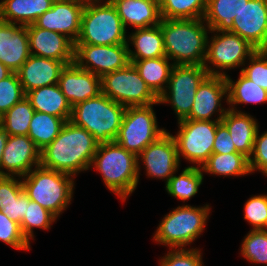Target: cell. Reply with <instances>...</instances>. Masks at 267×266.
Returning a JSON list of instances; mask_svg holds the SVG:
<instances>
[{
  "label": "cell",
  "mask_w": 267,
  "mask_h": 266,
  "mask_svg": "<svg viewBox=\"0 0 267 266\" xmlns=\"http://www.w3.org/2000/svg\"><path fill=\"white\" fill-rule=\"evenodd\" d=\"M99 142L86 129L67 121L59 135L41 150L44 168L76 176L89 170Z\"/></svg>",
  "instance_id": "6da1fadb"
},
{
  "label": "cell",
  "mask_w": 267,
  "mask_h": 266,
  "mask_svg": "<svg viewBox=\"0 0 267 266\" xmlns=\"http://www.w3.org/2000/svg\"><path fill=\"white\" fill-rule=\"evenodd\" d=\"M204 22V18L161 19L165 54L174 65H204L211 30Z\"/></svg>",
  "instance_id": "7a4b0ae2"
},
{
  "label": "cell",
  "mask_w": 267,
  "mask_h": 266,
  "mask_svg": "<svg viewBox=\"0 0 267 266\" xmlns=\"http://www.w3.org/2000/svg\"><path fill=\"white\" fill-rule=\"evenodd\" d=\"M91 166L101 173L105 186L123 201L138 185L137 156L115 141L99 144Z\"/></svg>",
  "instance_id": "3957f363"
},
{
  "label": "cell",
  "mask_w": 267,
  "mask_h": 266,
  "mask_svg": "<svg viewBox=\"0 0 267 266\" xmlns=\"http://www.w3.org/2000/svg\"><path fill=\"white\" fill-rule=\"evenodd\" d=\"M126 107L100 93L72 107L70 121L86 129L100 143L117 138Z\"/></svg>",
  "instance_id": "277c9868"
},
{
  "label": "cell",
  "mask_w": 267,
  "mask_h": 266,
  "mask_svg": "<svg viewBox=\"0 0 267 266\" xmlns=\"http://www.w3.org/2000/svg\"><path fill=\"white\" fill-rule=\"evenodd\" d=\"M22 178L23 189L29 199L56 217L71 203L75 188L74 176L39 165Z\"/></svg>",
  "instance_id": "5b68a950"
},
{
  "label": "cell",
  "mask_w": 267,
  "mask_h": 266,
  "mask_svg": "<svg viewBox=\"0 0 267 266\" xmlns=\"http://www.w3.org/2000/svg\"><path fill=\"white\" fill-rule=\"evenodd\" d=\"M85 2L81 31L75 44H127L126 28L111 1Z\"/></svg>",
  "instance_id": "8992f818"
},
{
  "label": "cell",
  "mask_w": 267,
  "mask_h": 266,
  "mask_svg": "<svg viewBox=\"0 0 267 266\" xmlns=\"http://www.w3.org/2000/svg\"><path fill=\"white\" fill-rule=\"evenodd\" d=\"M210 207L178 206L164 216L154 234V241L171 247L185 248L204 231Z\"/></svg>",
  "instance_id": "52a82bcc"
},
{
  "label": "cell",
  "mask_w": 267,
  "mask_h": 266,
  "mask_svg": "<svg viewBox=\"0 0 267 266\" xmlns=\"http://www.w3.org/2000/svg\"><path fill=\"white\" fill-rule=\"evenodd\" d=\"M130 106L122 120L115 142L138 156L149 144L155 142L166 130L157 125L153 105Z\"/></svg>",
  "instance_id": "ba28073f"
},
{
  "label": "cell",
  "mask_w": 267,
  "mask_h": 266,
  "mask_svg": "<svg viewBox=\"0 0 267 266\" xmlns=\"http://www.w3.org/2000/svg\"><path fill=\"white\" fill-rule=\"evenodd\" d=\"M101 93L125 107L147 106L158 102V97L132 63L125 68L101 77Z\"/></svg>",
  "instance_id": "9c48e42d"
},
{
  "label": "cell",
  "mask_w": 267,
  "mask_h": 266,
  "mask_svg": "<svg viewBox=\"0 0 267 266\" xmlns=\"http://www.w3.org/2000/svg\"><path fill=\"white\" fill-rule=\"evenodd\" d=\"M208 75L204 66L174 65L166 89L158 97L159 104L170 102L178 122L186 119L190 115L197 88Z\"/></svg>",
  "instance_id": "30bf717a"
},
{
  "label": "cell",
  "mask_w": 267,
  "mask_h": 266,
  "mask_svg": "<svg viewBox=\"0 0 267 266\" xmlns=\"http://www.w3.org/2000/svg\"><path fill=\"white\" fill-rule=\"evenodd\" d=\"M222 119L192 120L183 119L178 122L180 129L176 136H173L176 145L178 158L180 156L191 163L199 165V168L208 160L213 153V143L216 134V127Z\"/></svg>",
  "instance_id": "8fae6325"
},
{
  "label": "cell",
  "mask_w": 267,
  "mask_h": 266,
  "mask_svg": "<svg viewBox=\"0 0 267 266\" xmlns=\"http://www.w3.org/2000/svg\"><path fill=\"white\" fill-rule=\"evenodd\" d=\"M214 32L217 34L211 37L210 41L208 37L207 53L203 65L209 75L225 76L226 73L222 70L244 66L245 60L249 59L256 51L253 46L236 33L230 31H220L219 33L218 31L210 30V33ZM208 62L213 67L221 69L222 72L210 67L207 64Z\"/></svg>",
  "instance_id": "7c38bea8"
},
{
  "label": "cell",
  "mask_w": 267,
  "mask_h": 266,
  "mask_svg": "<svg viewBox=\"0 0 267 266\" xmlns=\"http://www.w3.org/2000/svg\"><path fill=\"white\" fill-rule=\"evenodd\" d=\"M129 41L117 45L75 44L74 63L95 75H103L125 68L129 63Z\"/></svg>",
  "instance_id": "4fadbf2b"
},
{
  "label": "cell",
  "mask_w": 267,
  "mask_h": 266,
  "mask_svg": "<svg viewBox=\"0 0 267 266\" xmlns=\"http://www.w3.org/2000/svg\"><path fill=\"white\" fill-rule=\"evenodd\" d=\"M137 158L138 174H140L139 161L141 159L145 165L148 177L165 178L166 184L180 165L176 142L173 135L167 131L155 142L149 144Z\"/></svg>",
  "instance_id": "5bb4252c"
},
{
  "label": "cell",
  "mask_w": 267,
  "mask_h": 266,
  "mask_svg": "<svg viewBox=\"0 0 267 266\" xmlns=\"http://www.w3.org/2000/svg\"><path fill=\"white\" fill-rule=\"evenodd\" d=\"M230 32L256 50H267V0H248L233 19Z\"/></svg>",
  "instance_id": "9a60e30c"
},
{
  "label": "cell",
  "mask_w": 267,
  "mask_h": 266,
  "mask_svg": "<svg viewBox=\"0 0 267 266\" xmlns=\"http://www.w3.org/2000/svg\"><path fill=\"white\" fill-rule=\"evenodd\" d=\"M82 0H55L52 7L36 19V27L64 34L74 43L81 31Z\"/></svg>",
  "instance_id": "2e32d148"
},
{
  "label": "cell",
  "mask_w": 267,
  "mask_h": 266,
  "mask_svg": "<svg viewBox=\"0 0 267 266\" xmlns=\"http://www.w3.org/2000/svg\"><path fill=\"white\" fill-rule=\"evenodd\" d=\"M40 163L41 150L28 135L8 136L1 161V176L22 178Z\"/></svg>",
  "instance_id": "e0dca14e"
},
{
  "label": "cell",
  "mask_w": 267,
  "mask_h": 266,
  "mask_svg": "<svg viewBox=\"0 0 267 266\" xmlns=\"http://www.w3.org/2000/svg\"><path fill=\"white\" fill-rule=\"evenodd\" d=\"M30 55L74 63L75 43L64 34L41 29L34 24L27 26Z\"/></svg>",
  "instance_id": "ac0fdd59"
},
{
  "label": "cell",
  "mask_w": 267,
  "mask_h": 266,
  "mask_svg": "<svg viewBox=\"0 0 267 266\" xmlns=\"http://www.w3.org/2000/svg\"><path fill=\"white\" fill-rule=\"evenodd\" d=\"M58 86L73 107L101 93V77L71 63L61 70Z\"/></svg>",
  "instance_id": "d6986e66"
},
{
  "label": "cell",
  "mask_w": 267,
  "mask_h": 266,
  "mask_svg": "<svg viewBox=\"0 0 267 266\" xmlns=\"http://www.w3.org/2000/svg\"><path fill=\"white\" fill-rule=\"evenodd\" d=\"M227 82L225 76L208 75L198 86L190 115L186 119L210 121L217 110L219 119L226 114L221 107V99H227Z\"/></svg>",
  "instance_id": "ffe728a7"
},
{
  "label": "cell",
  "mask_w": 267,
  "mask_h": 266,
  "mask_svg": "<svg viewBox=\"0 0 267 266\" xmlns=\"http://www.w3.org/2000/svg\"><path fill=\"white\" fill-rule=\"evenodd\" d=\"M29 56L27 26L0 20V62L17 72Z\"/></svg>",
  "instance_id": "44dd1931"
},
{
  "label": "cell",
  "mask_w": 267,
  "mask_h": 266,
  "mask_svg": "<svg viewBox=\"0 0 267 266\" xmlns=\"http://www.w3.org/2000/svg\"><path fill=\"white\" fill-rule=\"evenodd\" d=\"M65 66L62 61L30 55L17 71L25 95L43 86L58 84L61 70Z\"/></svg>",
  "instance_id": "7402d4cb"
},
{
  "label": "cell",
  "mask_w": 267,
  "mask_h": 266,
  "mask_svg": "<svg viewBox=\"0 0 267 266\" xmlns=\"http://www.w3.org/2000/svg\"><path fill=\"white\" fill-rule=\"evenodd\" d=\"M126 28L128 24L136 29L159 25L161 22L158 0H110Z\"/></svg>",
  "instance_id": "603a6c76"
},
{
  "label": "cell",
  "mask_w": 267,
  "mask_h": 266,
  "mask_svg": "<svg viewBox=\"0 0 267 266\" xmlns=\"http://www.w3.org/2000/svg\"><path fill=\"white\" fill-rule=\"evenodd\" d=\"M221 122L227 127L236 151L249 158L259 128L257 121L247 113L227 108Z\"/></svg>",
  "instance_id": "cb8c5ba5"
},
{
  "label": "cell",
  "mask_w": 267,
  "mask_h": 266,
  "mask_svg": "<svg viewBox=\"0 0 267 266\" xmlns=\"http://www.w3.org/2000/svg\"><path fill=\"white\" fill-rule=\"evenodd\" d=\"M55 0H3L0 2V20L21 26L33 24L52 7Z\"/></svg>",
  "instance_id": "d4e9b609"
},
{
  "label": "cell",
  "mask_w": 267,
  "mask_h": 266,
  "mask_svg": "<svg viewBox=\"0 0 267 266\" xmlns=\"http://www.w3.org/2000/svg\"><path fill=\"white\" fill-rule=\"evenodd\" d=\"M35 111L47 113L70 121L72 107L65 98L58 84L43 86L26 94Z\"/></svg>",
  "instance_id": "484cf974"
},
{
  "label": "cell",
  "mask_w": 267,
  "mask_h": 266,
  "mask_svg": "<svg viewBox=\"0 0 267 266\" xmlns=\"http://www.w3.org/2000/svg\"><path fill=\"white\" fill-rule=\"evenodd\" d=\"M127 39L135 48L134 51L128 48L129 60H144L166 56L160 24L136 29Z\"/></svg>",
  "instance_id": "4316f807"
},
{
  "label": "cell",
  "mask_w": 267,
  "mask_h": 266,
  "mask_svg": "<svg viewBox=\"0 0 267 266\" xmlns=\"http://www.w3.org/2000/svg\"><path fill=\"white\" fill-rule=\"evenodd\" d=\"M167 56L144 60H129L146 82L150 90L159 97L166 89L174 64ZM166 84V85H165Z\"/></svg>",
  "instance_id": "83f0119b"
},
{
  "label": "cell",
  "mask_w": 267,
  "mask_h": 266,
  "mask_svg": "<svg viewBox=\"0 0 267 266\" xmlns=\"http://www.w3.org/2000/svg\"><path fill=\"white\" fill-rule=\"evenodd\" d=\"M248 0H207L204 21L211 30L230 31L233 19Z\"/></svg>",
  "instance_id": "f1b7e54d"
},
{
  "label": "cell",
  "mask_w": 267,
  "mask_h": 266,
  "mask_svg": "<svg viewBox=\"0 0 267 266\" xmlns=\"http://www.w3.org/2000/svg\"><path fill=\"white\" fill-rule=\"evenodd\" d=\"M225 79L228 93L227 103L230 107L232 106L230 110L238 112L235 107L236 104H258L267 102V90L246 78L241 72L236 82H234L229 75H225Z\"/></svg>",
  "instance_id": "f546056e"
},
{
  "label": "cell",
  "mask_w": 267,
  "mask_h": 266,
  "mask_svg": "<svg viewBox=\"0 0 267 266\" xmlns=\"http://www.w3.org/2000/svg\"><path fill=\"white\" fill-rule=\"evenodd\" d=\"M202 172L222 176H244L251 173L249 158L239 152L212 153L201 167Z\"/></svg>",
  "instance_id": "4dcf8cb0"
},
{
  "label": "cell",
  "mask_w": 267,
  "mask_h": 266,
  "mask_svg": "<svg viewBox=\"0 0 267 266\" xmlns=\"http://www.w3.org/2000/svg\"><path fill=\"white\" fill-rule=\"evenodd\" d=\"M65 123L66 121L60 117L35 111L29 125L28 136L42 150L59 135Z\"/></svg>",
  "instance_id": "1f68e13d"
},
{
  "label": "cell",
  "mask_w": 267,
  "mask_h": 266,
  "mask_svg": "<svg viewBox=\"0 0 267 266\" xmlns=\"http://www.w3.org/2000/svg\"><path fill=\"white\" fill-rule=\"evenodd\" d=\"M203 177L201 168L188 166L179 176L173 175L165 184V188L169 195L186 201L198 193Z\"/></svg>",
  "instance_id": "d6a6232c"
},
{
  "label": "cell",
  "mask_w": 267,
  "mask_h": 266,
  "mask_svg": "<svg viewBox=\"0 0 267 266\" xmlns=\"http://www.w3.org/2000/svg\"><path fill=\"white\" fill-rule=\"evenodd\" d=\"M162 19H201L207 9V0H159Z\"/></svg>",
  "instance_id": "836d02e7"
},
{
  "label": "cell",
  "mask_w": 267,
  "mask_h": 266,
  "mask_svg": "<svg viewBox=\"0 0 267 266\" xmlns=\"http://www.w3.org/2000/svg\"><path fill=\"white\" fill-rule=\"evenodd\" d=\"M34 112L31 102L25 96L1 116V126L8 135H28Z\"/></svg>",
  "instance_id": "e575fe53"
},
{
  "label": "cell",
  "mask_w": 267,
  "mask_h": 266,
  "mask_svg": "<svg viewBox=\"0 0 267 266\" xmlns=\"http://www.w3.org/2000/svg\"><path fill=\"white\" fill-rule=\"evenodd\" d=\"M57 217L49 210L42 207L40 204L34 201L27 203V210L25 216L21 221L20 227L25 238L30 242V239H34L33 229H50L52 222H55Z\"/></svg>",
  "instance_id": "d590c367"
},
{
  "label": "cell",
  "mask_w": 267,
  "mask_h": 266,
  "mask_svg": "<svg viewBox=\"0 0 267 266\" xmlns=\"http://www.w3.org/2000/svg\"><path fill=\"white\" fill-rule=\"evenodd\" d=\"M241 255L251 263L267 266V229L251 230L242 242Z\"/></svg>",
  "instance_id": "8d00e7d4"
},
{
  "label": "cell",
  "mask_w": 267,
  "mask_h": 266,
  "mask_svg": "<svg viewBox=\"0 0 267 266\" xmlns=\"http://www.w3.org/2000/svg\"><path fill=\"white\" fill-rule=\"evenodd\" d=\"M25 96L17 72H12L5 79L0 80V116Z\"/></svg>",
  "instance_id": "74e56055"
},
{
  "label": "cell",
  "mask_w": 267,
  "mask_h": 266,
  "mask_svg": "<svg viewBox=\"0 0 267 266\" xmlns=\"http://www.w3.org/2000/svg\"><path fill=\"white\" fill-rule=\"evenodd\" d=\"M244 219L252 225V230L267 229V195H255L244 204Z\"/></svg>",
  "instance_id": "f35d334b"
},
{
  "label": "cell",
  "mask_w": 267,
  "mask_h": 266,
  "mask_svg": "<svg viewBox=\"0 0 267 266\" xmlns=\"http://www.w3.org/2000/svg\"><path fill=\"white\" fill-rule=\"evenodd\" d=\"M0 241L18 250H29L30 242L21 231L20 224L12 221L0 210Z\"/></svg>",
  "instance_id": "ab89813d"
},
{
  "label": "cell",
  "mask_w": 267,
  "mask_h": 266,
  "mask_svg": "<svg viewBox=\"0 0 267 266\" xmlns=\"http://www.w3.org/2000/svg\"><path fill=\"white\" fill-rule=\"evenodd\" d=\"M248 60V66L242 68L241 73L267 90V50H256Z\"/></svg>",
  "instance_id": "60d3db41"
},
{
  "label": "cell",
  "mask_w": 267,
  "mask_h": 266,
  "mask_svg": "<svg viewBox=\"0 0 267 266\" xmlns=\"http://www.w3.org/2000/svg\"><path fill=\"white\" fill-rule=\"evenodd\" d=\"M201 250L192 249H171L165 257L159 261L160 266H203Z\"/></svg>",
  "instance_id": "b9f144b4"
},
{
  "label": "cell",
  "mask_w": 267,
  "mask_h": 266,
  "mask_svg": "<svg viewBox=\"0 0 267 266\" xmlns=\"http://www.w3.org/2000/svg\"><path fill=\"white\" fill-rule=\"evenodd\" d=\"M249 166L251 173L259 170L267 176V131L259 136L258 129L253 144V151L249 157Z\"/></svg>",
  "instance_id": "7bdbcfd3"
},
{
  "label": "cell",
  "mask_w": 267,
  "mask_h": 266,
  "mask_svg": "<svg viewBox=\"0 0 267 266\" xmlns=\"http://www.w3.org/2000/svg\"><path fill=\"white\" fill-rule=\"evenodd\" d=\"M30 201L28 195L23 191L16 199L9 203H0V210L12 221L21 224Z\"/></svg>",
  "instance_id": "ee69618b"
},
{
  "label": "cell",
  "mask_w": 267,
  "mask_h": 266,
  "mask_svg": "<svg viewBox=\"0 0 267 266\" xmlns=\"http://www.w3.org/2000/svg\"><path fill=\"white\" fill-rule=\"evenodd\" d=\"M24 191L22 181L10 176H0V203H9Z\"/></svg>",
  "instance_id": "f6af8a7d"
},
{
  "label": "cell",
  "mask_w": 267,
  "mask_h": 266,
  "mask_svg": "<svg viewBox=\"0 0 267 266\" xmlns=\"http://www.w3.org/2000/svg\"><path fill=\"white\" fill-rule=\"evenodd\" d=\"M213 153L227 154L237 152L227 127L220 122L216 127V134L213 143Z\"/></svg>",
  "instance_id": "bcb514c9"
},
{
  "label": "cell",
  "mask_w": 267,
  "mask_h": 266,
  "mask_svg": "<svg viewBox=\"0 0 267 266\" xmlns=\"http://www.w3.org/2000/svg\"><path fill=\"white\" fill-rule=\"evenodd\" d=\"M8 134L4 131V128L0 126V176H1V161L3 156V150L6 146Z\"/></svg>",
  "instance_id": "7dc6e473"
},
{
  "label": "cell",
  "mask_w": 267,
  "mask_h": 266,
  "mask_svg": "<svg viewBox=\"0 0 267 266\" xmlns=\"http://www.w3.org/2000/svg\"><path fill=\"white\" fill-rule=\"evenodd\" d=\"M11 73L12 71L0 62V80L5 79Z\"/></svg>",
  "instance_id": "c3c4849f"
},
{
  "label": "cell",
  "mask_w": 267,
  "mask_h": 266,
  "mask_svg": "<svg viewBox=\"0 0 267 266\" xmlns=\"http://www.w3.org/2000/svg\"><path fill=\"white\" fill-rule=\"evenodd\" d=\"M82 1H84V2H91V1H103V0H82ZM105 1H107V0H105ZM108 1H110V0H108Z\"/></svg>",
  "instance_id": "681fc988"
}]
</instances>
